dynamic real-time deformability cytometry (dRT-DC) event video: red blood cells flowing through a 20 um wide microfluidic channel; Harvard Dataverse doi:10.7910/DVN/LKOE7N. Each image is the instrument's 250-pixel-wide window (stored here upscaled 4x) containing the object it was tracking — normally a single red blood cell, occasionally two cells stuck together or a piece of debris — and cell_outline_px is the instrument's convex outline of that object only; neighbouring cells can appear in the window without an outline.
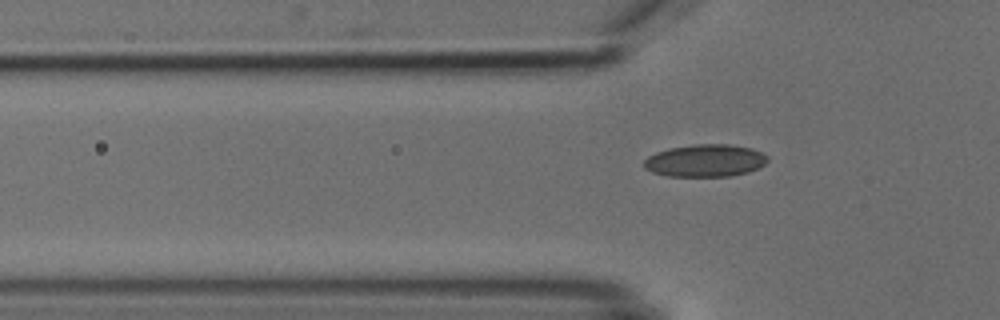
{"species": "common noctule bat (a hibernating species)", "species_latin": "Nyctalus noctula", "temperature_condition": "cold", "stored_images_in_passage": 5, "segment_of_instrument_passage": [2, 2], "camera_frame_rate_fps": 3000, "um_per_image_px": 0.085, "animal": {"sex": "male", "body_mass_g": 18.8}, "frame": {"image": 1, "passage_image": 5, "time_ms": 5.667, "image_size_px": [1000, 320], "cell_outline_px": [[768, 160], [764, 164], [748, 172], [732, 176], [668, 176], [652, 172], [644, 168], [644, 160], [648, 156], [656, 152], [668, 148], [696, 144], [728, 144], [752, 148], [768, 156]], "centroid_in_image_um": [59.93, 13.65], "position_along_channel_um": 65.9, "area_um2": 23.35}}